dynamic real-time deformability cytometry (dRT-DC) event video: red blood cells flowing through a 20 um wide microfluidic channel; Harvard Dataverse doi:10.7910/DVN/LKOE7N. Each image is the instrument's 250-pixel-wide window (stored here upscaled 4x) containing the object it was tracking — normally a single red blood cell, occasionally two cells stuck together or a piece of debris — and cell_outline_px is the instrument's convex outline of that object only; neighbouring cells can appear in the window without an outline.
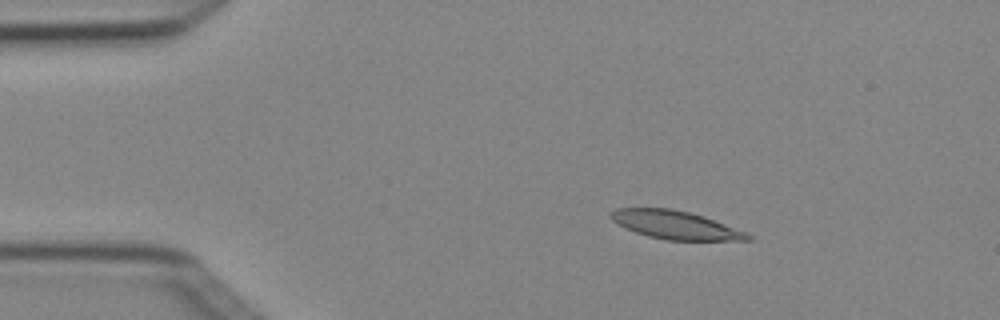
{"species": "Egyptian fruit bat (a non-hibernating species)", "species_latin": "Rousettus aegyptiacus", "temperature_condition": "cold", "stored_images_in_passage": 5, "camera_frame_rate_fps": 3000, "um_per_image_px": 0.085, "animal": {"sex": "female"}, "frame": {"image": 1, "passage_image": 2, "time_ms": 0.333, "image_size_px": [1000, 320], "cell_outline_px": [[752, 240], [668, 240], [648, 236], [636, 232], [612, 220], [608, 216], [616, 208], [672, 208], [704, 216], [744, 232], [752, 236]], "centroid_in_image_um": [57.4, 19.11], "position_along_channel_um": 27.6, "area_um2": 22.14}}
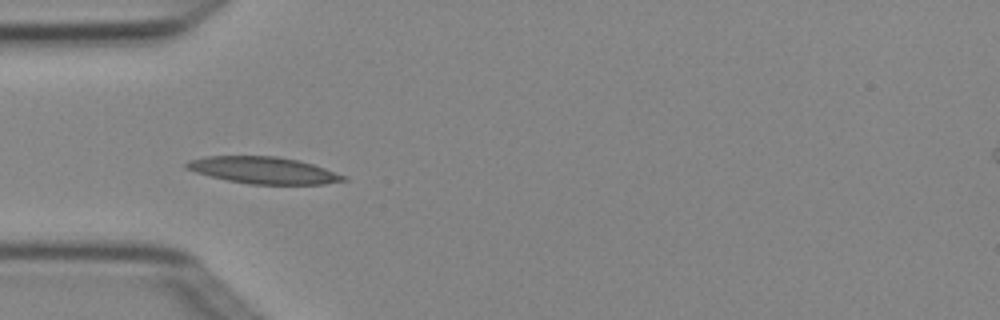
{"frame": {"image": 2, "passage_image": 4, "time_ms": 1.0, "image_size_px": [1000, 320], "cell_outline_px": [[348, 180], [324, 184], [248, 184], [228, 180], [196, 172], [184, 168], [184, 164], [188, 160], [204, 156], [276, 156], [296, 160], [312, 164], [348, 176]], "centroid_in_image_um": [22.39, 14.47], "position_along_channel_um": 62.6, "area_um2": 24.45}}
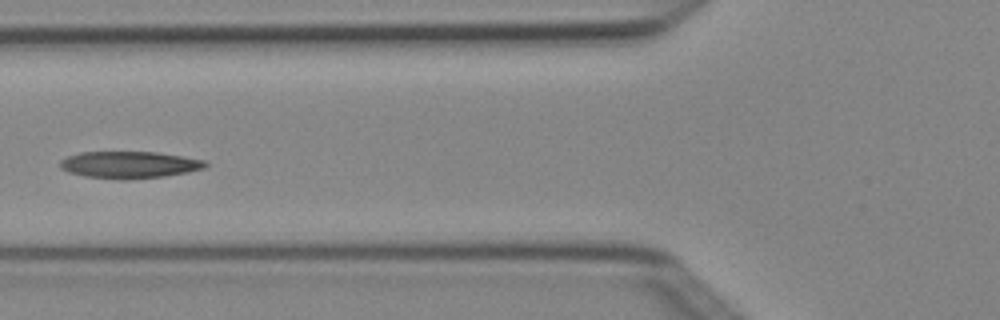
{"frame": {"image": 3, "passage_image": 5, "time_ms": 1.333, "image_size_px": [1000, 320], "cell_outline_px": [[208, 164], [204, 168], [188, 172], [164, 176], [128, 180], [120, 180], [84, 176], [68, 172], [60, 168], [60, 160], [68, 156], [80, 152], [156, 152], [204, 160]], "centroid_in_image_um": [10.96, 14.01], "position_along_channel_um": 114.8, "area_um2": 22.83}}